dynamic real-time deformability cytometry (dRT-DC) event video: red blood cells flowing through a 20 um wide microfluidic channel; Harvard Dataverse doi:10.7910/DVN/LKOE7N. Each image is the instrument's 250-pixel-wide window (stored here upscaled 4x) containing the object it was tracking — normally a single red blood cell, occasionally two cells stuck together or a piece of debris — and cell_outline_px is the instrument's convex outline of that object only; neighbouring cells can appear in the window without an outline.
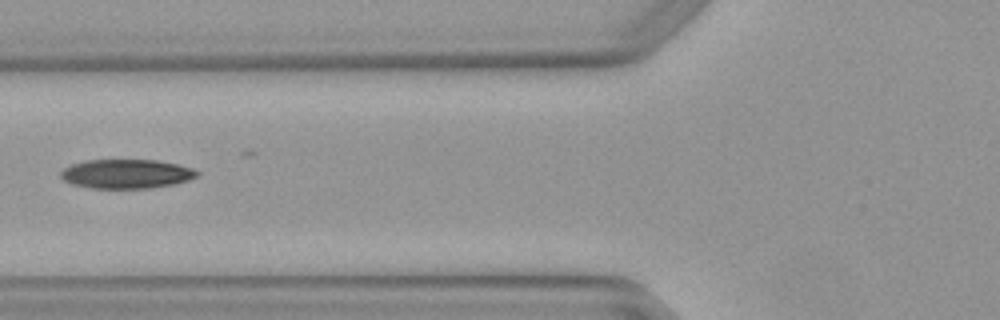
{"species": "Egyptian fruit bat (a non-hibernating species)", "species_latin": "Rousettus aegyptiacus", "temperature_condition": "warm", "stored_images_in_passage": 3, "camera_frame_rate_fps": 3000, "um_per_image_px": 0.085, "animal": {"sex": "female"}, "frame": {"image": 1, "passage_image": 2, "time_ms": 0.333, "image_size_px": [1000, 320], "cell_outline_px": [[200, 172], [196, 176], [188, 180], [172, 184], [152, 188], [92, 188], [72, 184], [64, 180], [60, 176], [60, 172], [64, 168], [72, 164], [84, 160], [156, 160], [176, 164], [192, 168]], "centroid_in_image_um": [10.72, 14.77], "position_along_channel_um": 115.1, "area_um2": 23.06}}